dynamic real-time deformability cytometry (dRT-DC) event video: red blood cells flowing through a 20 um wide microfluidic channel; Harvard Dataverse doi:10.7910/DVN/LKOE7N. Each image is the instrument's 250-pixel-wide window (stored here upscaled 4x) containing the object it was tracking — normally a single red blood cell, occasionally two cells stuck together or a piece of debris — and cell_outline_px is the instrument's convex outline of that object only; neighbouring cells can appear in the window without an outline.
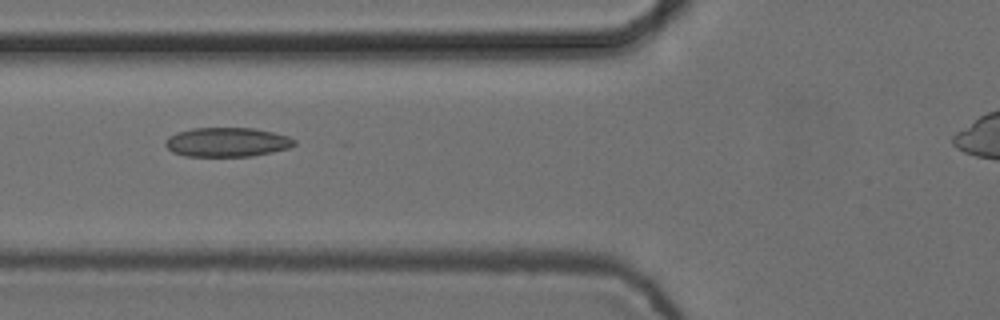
{"species": "common noctule bat (a hibernating species)", "species_latin": "Nyctalus noctula", "temperature_condition": "cold", "stored_images_in_passage": 7, "camera_frame_rate_fps": 3000, "um_per_image_px": 0.085, "animal": {"sex": "female", "body_mass_g": 24.6, "forearm_length_mm": 56.2}, "frame": {"image": 1, "passage_image": 6, "time_ms": 1.667, "image_size_px": [1000, 320], "cell_outline_px": [[296, 144], [288, 148], [272, 152], [252, 156], [184, 156], [172, 152], [164, 144], [164, 140], [168, 136], [176, 132], [192, 128], [252, 128], [272, 132], [288, 136], [296, 140]], "centroid_in_image_um": [19.26, 12.08], "position_along_channel_um": 106.5, "area_um2": 22.08}}
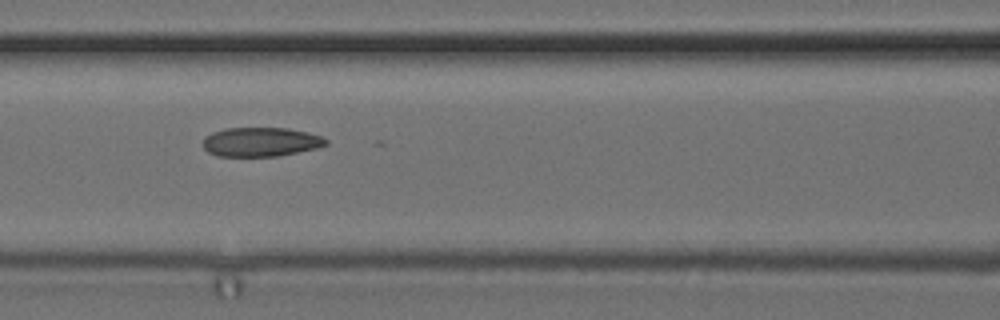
{"frame": {"image": 2, "passage_image": 7, "time_ms": 2.0, "image_size_px": [1000, 320], "cell_outline_px": [[328, 144], [316, 148], [280, 156], [216, 156], [208, 152], [204, 148], [204, 136], [212, 132], [224, 128], [288, 128], [308, 132], [320, 136], [328, 140]], "centroid_in_image_um": [22.16, 12.06], "position_along_channel_um": 144.4, "area_um2": 20.98}}